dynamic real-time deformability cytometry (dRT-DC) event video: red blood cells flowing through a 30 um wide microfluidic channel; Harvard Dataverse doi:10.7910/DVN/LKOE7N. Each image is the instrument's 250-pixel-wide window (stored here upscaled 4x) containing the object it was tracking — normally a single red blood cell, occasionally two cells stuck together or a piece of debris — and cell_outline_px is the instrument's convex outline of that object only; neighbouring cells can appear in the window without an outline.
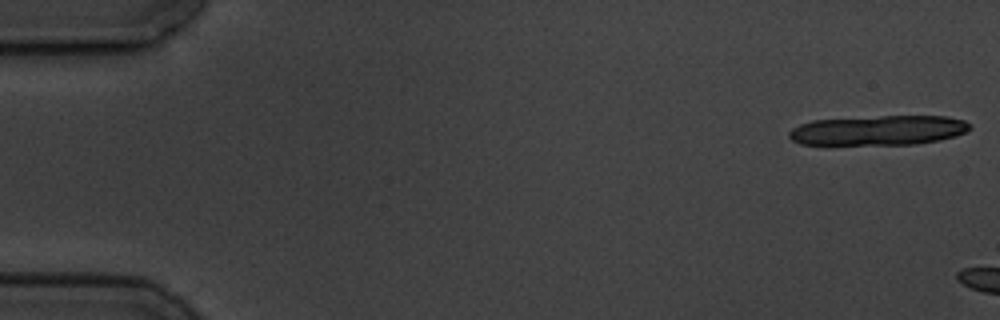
{"species": "common noctule bat (a hibernating species)", "species_latin": "Nyctalus noctula", "temperature_condition": "cold", "stored_images_in_passage": 6, "segment_of_instrument_passage": [2, 2], "camera_frame_rate_fps": 3000, "um_per_image_px": 0.085, "animal": {"sex": "male", "body_mass_g": 19.5, "forearm_length_mm": 54.6}, "frame": {"image": 1, "passage_image": 6, "time_ms": 6.667, "image_size_px": [1000, 320], "cell_outline_px": [[972, 128], [956, 136], [940, 140], [916, 144], [800, 144], [792, 140], [788, 136], [788, 132], [792, 128], [800, 124], [812, 120], [880, 116], [948, 116], [964, 120]], "centroid_in_image_um": [74.67, 11.07], "position_along_channel_um": 10.3, "area_um2": 31.33}}